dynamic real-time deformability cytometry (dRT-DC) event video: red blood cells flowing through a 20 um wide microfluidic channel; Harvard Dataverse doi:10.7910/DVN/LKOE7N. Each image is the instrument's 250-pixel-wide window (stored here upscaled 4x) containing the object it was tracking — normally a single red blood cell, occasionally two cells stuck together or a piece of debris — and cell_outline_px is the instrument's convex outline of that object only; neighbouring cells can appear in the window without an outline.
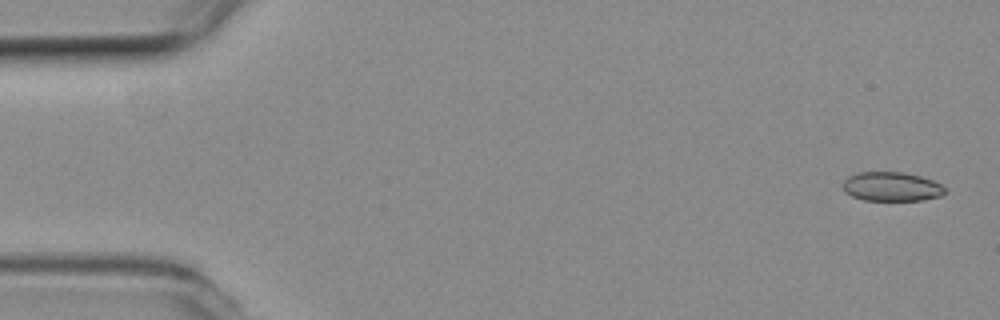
{"species": "common noctule bat (a hibernating species)", "species_latin": "Nyctalus noctula", "temperature_condition": "room temperature", "stored_images_in_passage": 53, "camera_frame_rate_fps": 3000, "um_per_image_px": 0.085, "animal": {"sex": "female", "body_mass_g": 19.3, "forearm_length_mm": 54.1}, "frame": {"image": 1, "passage_image": 2, "time_ms": 0.333, "image_size_px": [1000, 320], "cell_outline_px": [[944, 192], [940, 196], [924, 200], [864, 200], [852, 196], [844, 192], [844, 180], [848, 176], [860, 172], [904, 172], [920, 176], [932, 180], [940, 184], [944, 188]], "centroid_in_image_um": [75.77, 15.86], "position_along_channel_um": 9.2, "area_um2": 17.22}}
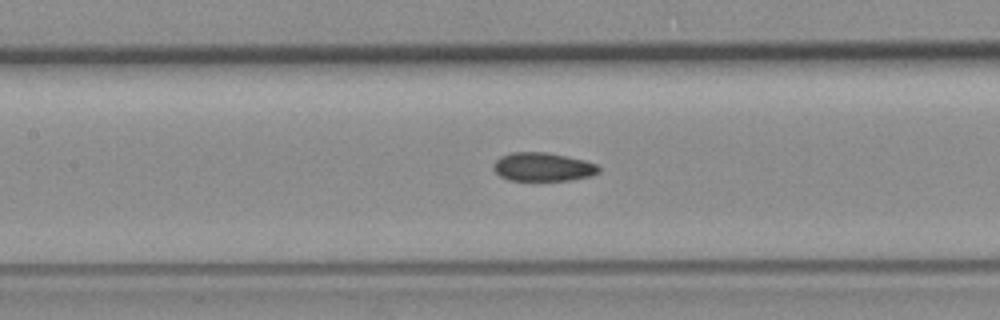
{"frame": {"image": 2, "passage_image": 24, "time_ms": 7.667, "image_size_px": [1000, 320], "cell_outline_px": [[600, 172], [592, 176], [568, 180], [508, 180], [500, 176], [492, 168], [492, 164], [500, 156], [512, 152], [544, 152], [584, 160], [596, 164], [600, 168]], "centroid_in_image_um": [46.12, 14.19], "position_along_channel_um": 161.3, "area_um2": 17.51}}
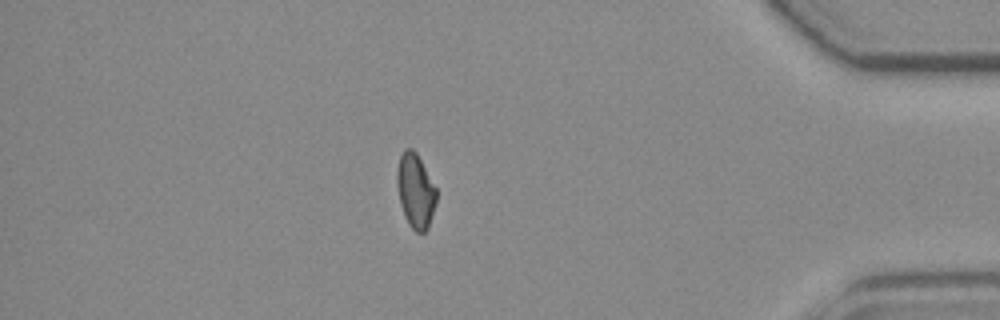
{"frame": {"image": 3, "passage_image": 46, "time_ms": 15.0, "image_size_px": [1000, 320], "cell_outline_px": [[436, 204], [428, 228], [424, 232], [416, 232], [408, 224], [404, 216], [400, 204], [396, 184], [396, 172], [400, 156], [404, 148], [412, 148], [416, 152], [436, 188]], "centroid_in_image_um": [35.3, 16.22], "position_along_channel_um": 399.9, "area_um2": 17.17}, "authors_computed_cell_mechanics": {"area_um2": 17.918, "velocity_mm_per_s": 3.8355, "shape_relaxation_time_tau1_ms": null, "shape_relaxation_time_tau2_ms": 3.7425, "deformation_change_tau1": null, "deformation_change_tau2": 0.0904}}